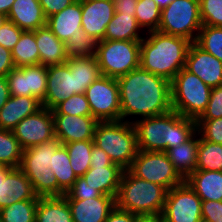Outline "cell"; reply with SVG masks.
Instances as JSON below:
<instances>
[{"mask_svg":"<svg viewBox=\"0 0 222 222\" xmlns=\"http://www.w3.org/2000/svg\"><path fill=\"white\" fill-rule=\"evenodd\" d=\"M77 70L78 94L85 90L101 76L95 56L74 57L67 60Z\"/></svg>","mask_w":222,"mask_h":222,"instance_id":"obj_32","label":"cell"},{"mask_svg":"<svg viewBox=\"0 0 222 222\" xmlns=\"http://www.w3.org/2000/svg\"><path fill=\"white\" fill-rule=\"evenodd\" d=\"M7 18L23 31H35L47 24L39 0H15Z\"/></svg>","mask_w":222,"mask_h":222,"instance_id":"obj_22","label":"cell"},{"mask_svg":"<svg viewBox=\"0 0 222 222\" xmlns=\"http://www.w3.org/2000/svg\"><path fill=\"white\" fill-rule=\"evenodd\" d=\"M135 14H120L115 12L107 25L104 40L141 41L145 36L140 34Z\"/></svg>","mask_w":222,"mask_h":222,"instance_id":"obj_29","label":"cell"},{"mask_svg":"<svg viewBox=\"0 0 222 222\" xmlns=\"http://www.w3.org/2000/svg\"><path fill=\"white\" fill-rule=\"evenodd\" d=\"M140 42L125 40L98 41L95 57L101 75L117 79L139 68Z\"/></svg>","mask_w":222,"mask_h":222,"instance_id":"obj_7","label":"cell"},{"mask_svg":"<svg viewBox=\"0 0 222 222\" xmlns=\"http://www.w3.org/2000/svg\"><path fill=\"white\" fill-rule=\"evenodd\" d=\"M135 222H165L161 214L136 215Z\"/></svg>","mask_w":222,"mask_h":222,"instance_id":"obj_54","label":"cell"},{"mask_svg":"<svg viewBox=\"0 0 222 222\" xmlns=\"http://www.w3.org/2000/svg\"><path fill=\"white\" fill-rule=\"evenodd\" d=\"M137 132V147L142 151L167 150L168 112L137 119L133 123Z\"/></svg>","mask_w":222,"mask_h":222,"instance_id":"obj_16","label":"cell"},{"mask_svg":"<svg viewBox=\"0 0 222 222\" xmlns=\"http://www.w3.org/2000/svg\"><path fill=\"white\" fill-rule=\"evenodd\" d=\"M77 0H39L46 18L62 11Z\"/></svg>","mask_w":222,"mask_h":222,"instance_id":"obj_48","label":"cell"},{"mask_svg":"<svg viewBox=\"0 0 222 222\" xmlns=\"http://www.w3.org/2000/svg\"><path fill=\"white\" fill-rule=\"evenodd\" d=\"M212 88L185 67L171 81L172 109L197 120L206 110Z\"/></svg>","mask_w":222,"mask_h":222,"instance_id":"obj_6","label":"cell"},{"mask_svg":"<svg viewBox=\"0 0 222 222\" xmlns=\"http://www.w3.org/2000/svg\"><path fill=\"white\" fill-rule=\"evenodd\" d=\"M15 0H0V13L8 15Z\"/></svg>","mask_w":222,"mask_h":222,"instance_id":"obj_55","label":"cell"},{"mask_svg":"<svg viewBox=\"0 0 222 222\" xmlns=\"http://www.w3.org/2000/svg\"><path fill=\"white\" fill-rule=\"evenodd\" d=\"M15 68L11 50L0 45V76H7Z\"/></svg>","mask_w":222,"mask_h":222,"instance_id":"obj_49","label":"cell"},{"mask_svg":"<svg viewBox=\"0 0 222 222\" xmlns=\"http://www.w3.org/2000/svg\"><path fill=\"white\" fill-rule=\"evenodd\" d=\"M73 222H105L116 206L113 196L103 195L85 200L67 199Z\"/></svg>","mask_w":222,"mask_h":222,"instance_id":"obj_20","label":"cell"},{"mask_svg":"<svg viewBox=\"0 0 222 222\" xmlns=\"http://www.w3.org/2000/svg\"><path fill=\"white\" fill-rule=\"evenodd\" d=\"M35 40L39 50V64L49 67L65 64L66 46L45 25L35 30Z\"/></svg>","mask_w":222,"mask_h":222,"instance_id":"obj_23","label":"cell"},{"mask_svg":"<svg viewBox=\"0 0 222 222\" xmlns=\"http://www.w3.org/2000/svg\"><path fill=\"white\" fill-rule=\"evenodd\" d=\"M97 43L93 37L85 31L70 37L65 43L66 56L68 59L82 56H95Z\"/></svg>","mask_w":222,"mask_h":222,"instance_id":"obj_40","label":"cell"},{"mask_svg":"<svg viewBox=\"0 0 222 222\" xmlns=\"http://www.w3.org/2000/svg\"><path fill=\"white\" fill-rule=\"evenodd\" d=\"M82 29L96 41L104 40L107 25L114 16L113 0H81Z\"/></svg>","mask_w":222,"mask_h":222,"instance_id":"obj_19","label":"cell"},{"mask_svg":"<svg viewBox=\"0 0 222 222\" xmlns=\"http://www.w3.org/2000/svg\"><path fill=\"white\" fill-rule=\"evenodd\" d=\"M99 196H103V194L96 188L87 185V182L83 177H77L73 186L64 195L66 199L80 200L97 198Z\"/></svg>","mask_w":222,"mask_h":222,"instance_id":"obj_44","label":"cell"},{"mask_svg":"<svg viewBox=\"0 0 222 222\" xmlns=\"http://www.w3.org/2000/svg\"><path fill=\"white\" fill-rule=\"evenodd\" d=\"M41 102L35 97L10 96L0 109V129L12 131L24 118L41 108Z\"/></svg>","mask_w":222,"mask_h":222,"instance_id":"obj_24","label":"cell"},{"mask_svg":"<svg viewBox=\"0 0 222 222\" xmlns=\"http://www.w3.org/2000/svg\"><path fill=\"white\" fill-rule=\"evenodd\" d=\"M138 0H113L114 10L120 14H135Z\"/></svg>","mask_w":222,"mask_h":222,"instance_id":"obj_52","label":"cell"},{"mask_svg":"<svg viewBox=\"0 0 222 222\" xmlns=\"http://www.w3.org/2000/svg\"><path fill=\"white\" fill-rule=\"evenodd\" d=\"M135 220L136 214L121 210L115 206L105 222H135Z\"/></svg>","mask_w":222,"mask_h":222,"instance_id":"obj_51","label":"cell"},{"mask_svg":"<svg viewBox=\"0 0 222 222\" xmlns=\"http://www.w3.org/2000/svg\"><path fill=\"white\" fill-rule=\"evenodd\" d=\"M144 34L147 35L140 42L139 67L171 82L185 67L192 42L158 30Z\"/></svg>","mask_w":222,"mask_h":222,"instance_id":"obj_2","label":"cell"},{"mask_svg":"<svg viewBox=\"0 0 222 222\" xmlns=\"http://www.w3.org/2000/svg\"><path fill=\"white\" fill-rule=\"evenodd\" d=\"M167 192L165 187L141 179L127 169L123 172L115 204L136 215L162 214Z\"/></svg>","mask_w":222,"mask_h":222,"instance_id":"obj_3","label":"cell"},{"mask_svg":"<svg viewBox=\"0 0 222 222\" xmlns=\"http://www.w3.org/2000/svg\"><path fill=\"white\" fill-rule=\"evenodd\" d=\"M205 201H222V171L195 170L186 180Z\"/></svg>","mask_w":222,"mask_h":222,"instance_id":"obj_26","label":"cell"},{"mask_svg":"<svg viewBox=\"0 0 222 222\" xmlns=\"http://www.w3.org/2000/svg\"><path fill=\"white\" fill-rule=\"evenodd\" d=\"M93 145V140L75 141L63 144L67 149L71 168L77 177H82L90 168Z\"/></svg>","mask_w":222,"mask_h":222,"instance_id":"obj_33","label":"cell"},{"mask_svg":"<svg viewBox=\"0 0 222 222\" xmlns=\"http://www.w3.org/2000/svg\"><path fill=\"white\" fill-rule=\"evenodd\" d=\"M8 20L7 15L0 13V27Z\"/></svg>","mask_w":222,"mask_h":222,"instance_id":"obj_57","label":"cell"},{"mask_svg":"<svg viewBox=\"0 0 222 222\" xmlns=\"http://www.w3.org/2000/svg\"><path fill=\"white\" fill-rule=\"evenodd\" d=\"M202 218L212 222H222V201H205L201 205Z\"/></svg>","mask_w":222,"mask_h":222,"instance_id":"obj_47","label":"cell"},{"mask_svg":"<svg viewBox=\"0 0 222 222\" xmlns=\"http://www.w3.org/2000/svg\"><path fill=\"white\" fill-rule=\"evenodd\" d=\"M93 141L124 170L131 167L138 152L135 126L123 120L98 122Z\"/></svg>","mask_w":222,"mask_h":222,"instance_id":"obj_5","label":"cell"},{"mask_svg":"<svg viewBox=\"0 0 222 222\" xmlns=\"http://www.w3.org/2000/svg\"><path fill=\"white\" fill-rule=\"evenodd\" d=\"M202 27L199 0H173L161 10L158 31L195 42Z\"/></svg>","mask_w":222,"mask_h":222,"instance_id":"obj_8","label":"cell"},{"mask_svg":"<svg viewBox=\"0 0 222 222\" xmlns=\"http://www.w3.org/2000/svg\"><path fill=\"white\" fill-rule=\"evenodd\" d=\"M195 43L222 62V27L202 26Z\"/></svg>","mask_w":222,"mask_h":222,"instance_id":"obj_39","label":"cell"},{"mask_svg":"<svg viewBox=\"0 0 222 222\" xmlns=\"http://www.w3.org/2000/svg\"><path fill=\"white\" fill-rule=\"evenodd\" d=\"M22 200H39V196L20 168L5 167L0 172V209Z\"/></svg>","mask_w":222,"mask_h":222,"instance_id":"obj_15","label":"cell"},{"mask_svg":"<svg viewBox=\"0 0 222 222\" xmlns=\"http://www.w3.org/2000/svg\"><path fill=\"white\" fill-rule=\"evenodd\" d=\"M5 167L0 163V172L4 169Z\"/></svg>","mask_w":222,"mask_h":222,"instance_id":"obj_59","label":"cell"},{"mask_svg":"<svg viewBox=\"0 0 222 222\" xmlns=\"http://www.w3.org/2000/svg\"><path fill=\"white\" fill-rule=\"evenodd\" d=\"M38 200H22L0 209L1 222H35Z\"/></svg>","mask_w":222,"mask_h":222,"instance_id":"obj_37","label":"cell"},{"mask_svg":"<svg viewBox=\"0 0 222 222\" xmlns=\"http://www.w3.org/2000/svg\"><path fill=\"white\" fill-rule=\"evenodd\" d=\"M52 33L66 43L70 37L82 33V10L81 0L75 1L62 11L47 18L46 24Z\"/></svg>","mask_w":222,"mask_h":222,"instance_id":"obj_21","label":"cell"},{"mask_svg":"<svg viewBox=\"0 0 222 222\" xmlns=\"http://www.w3.org/2000/svg\"><path fill=\"white\" fill-rule=\"evenodd\" d=\"M198 222H212V221L207 220V219H205V218H201Z\"/></svg>","mask_w":222,"mask_h":222,"instance_id":"obj_58","label":"cell"},{"mask_svg":"<svg viewBox=\"0 0 222 222\" xmlns=\"http://www.w3.org/2000/svg\"><path fill=\"white\" fill-rule=\"evenodd\" d=\"M9 98L10 91L7 78L5 76H0V109L5 105Z\"/></svg>","mask_w":222,"mask_h":222,"instance_id":"obj_53","label":"cell"},{"mask_svg":"<svg viewBox=\"0 0 222 222\" xmlns=\"http://www.w3.org/2000/svg\"><path fill=\"white\" fill-rule=\"evenodd\" d=\"M185 68L211 88L222 85V62L195 42L189 46Z\"/></svg>","mask_w":222,"mask_h":222,"instance_id":"obj_18","label":"cell"},{"mask_svg":"<svg viewBox=\"0 0 222 222\" xmlns=\"http://www.w3.org/2000/svg\"><path fill=\"white\" fill-rule=\"evenodd\" d=\"M117 82L121 120L135 123L137 119L161 115L172 110L171 82L167 79L139 67L117 78Z\"/></svg>","mask_w":222,"mask_h":222,"instance_id":"obj_1","label":"cell"},{"mask_svg":"<svg viewBox=\"0 0 222 222\" xmlns=\"http://www.w3.org/2000/svg\"><path fill=\"white\" fill-rule=\"evenodd\" d=\"M84 94L87 97L92 117L98 122L121 120L117 79L101 75L85 90Z\"/></svg>","mask_w":222,"mask_h":222,"instance_id":"obj_10","label":"cell"},{"mask_svg":"<svg viewBox=\"0 0 222 222\" xmlns=\"http://www.w3.org/2000/svg\"><path fill=\"white\" fill-rule=\"evenodd\" d=\"M124 171L119 165L90 166L82 177L86 180L87 185L96 188L103 195L115 198Z\"/></svg>","mask_w":222,"mask_h":222,"instance_id":"obj_25","label":"cell"},{"mask_svg":"<svg viewBox=\"0 0 222 222\" xmlns=\"http://www.w3.org/2000/svg\"><path fill=\"white\" fill-rule=\"evenodd\" d=\"M55 138L63 145L75 141L93 140L98 121L92 116L52 114Z\"/></svg>","mask_w":222,"mask_h":222,"instance_id":"obj_17","label":"cell"},{"mask_svg":"<svg viewBox=\"0 0 222 222\" xmlns=\"http://www.w3.org/2000/svg\"><path fill=\"white\" fill-rule=\"evenodd\" d=\"M62 144L55 138L49 142L24 149L20 169L32 183L39 197L64 196L50 168L52 155Z\"/></svg>","mask_w":222,"mask_h":222,"instance_id":"obj_4","label":"cell"},{"mask_svg":"<svg viewBox=\"0 0 222 222\" xmlns=\"http://www.w3.org/2000/svg\"><path fill=\"white\" fill-rule=\"evenodd\" d=\"M198 144L199 134L196 132L185 143L165 151L174 169L184 180L196 170Z\"/></svg>","mask_w":222,"mask_h":222,"instance_id":"obj_27","label":"cell"},{"mask_svg":"<svg viewBox=\"0 0 222 222\" xmlns=\"http://www.w3.org/2000/svg\"><path fill=\"white\" fill-rule=\"evenodd\" d=\"M74 94H78L77 70L68 61L47 67L46 98L41 106L53 110Z\"/></svg>","mask_w":222,"mask_h":222,"instance_id":"obj_14","label":"cell"},{"mask_svg":"<svg viewBox=\"0 0 222 222\" xmlns=\"http://www.w3.org/2000/svg\"><path fill=\"white\" fill-rule=\"evenodd\" d=\"M11 53L15 67L39 64L35 31H23Z\"/></svg>","mask_w":222,"mask_h":222,"instance_id":"obj_31","label":"cell"},{"mask_svg":"<svg viewBox=\"0 0 222 222\" xmlns=\"http://www.w3.org/2000/svg\"><path fill=\"white\" fill-rule=\"evenodd\" d=\"M23 149L55 139L52 110L41 107L12 130Z\"/></svg>","mask_w":222,"mask_h":222,"instance_id":"obj_13","label":"cell"},{"mask_svg":"<svg viewBox=\"0 0 222 222\" xmlns=\"http://www.w3.org/2000/svg\"><path fill=\"white\" fill-rule=\"evenodd\" d=\"M52 114L92 116L85 94H74L68 99H65L52 110Z\"/></svg>","mask_w":222,"mask_h":222,"instance_id":"obj_41","label":"cell"},{"mask_svg":"<svg viewBox=\"0 0 222 222\" xmlns=\"http://www.w3.org/2000/svg\"><path fill=\"white\" fill-rule=\"evenodd\" d=\"M90 166H110L118 165L113 163L108 154L97 146L93 145Z\"/></svg>","mask_w":222,"mask_h":222,"instance_id":"obj_50","label":"cell"},{"mask_svg":"<svg viewBox=\"0 0 222 222\" xmlns=\"http://www.w3.org/2000/svg\"><path fill=\"white\" fill-rule=\"evenodd\" d=\"M196 133V120L168 112L167 150L185 143Z\"/></svg>","mask_w":222,"mask_h":222,"instance_id":"obj_30","label":"cell"},{"mask_svg":"<svg viewBox=\"0 0 222 222\" xmlns=\"http://www.w3.org/2000/svg\"><path fill=\"white\" fill-rule=\"evenodd\" d=\"M22 32L23 30H21L16 24L7 20L0 27V45L12 51L19 41Z\"/></svg>","mask_w":222,"mask_h":222,"instance_id":"obj_46","label":"cell"},{"mask_svg":"<svg viewBox=\"0 0 222 222\" xmlns=\"http://www.w3.org/2000/svg\"><path fill=\"white\" fill-rule=\"evenodd\" d=\"M158 7L162 10L166 8L173 0H154Z\"/></svg>","mask_w":222,"mask_h":222,"instance_id":"obj_56","label":"cell"},{"mask_svg":"<svg viewBox=\"0 0 222 222\" xmlns=\"http://www.w3.org/2000/svg\"><path fill=\"white\" fill-rule=\"evenodd\" d=\"M196 170L222 171V144L199 136Z\"/></svg>","mask_w":222,"mask_h":222,"instance_id":"obj_35","label":"cell"},{"mask_svg":"<svg viewBox=\"0 0 222 222\" xmlns=\"http://www.w3.org/2000/svg\"><path fill=\"white\" fill-rule=\"evenodd\" d=\"M196 132L204 140L222 144V118L196 120Z\"/></svg>","mask_w":222,"mask_h":222,"instance_id":"obj_43","label":"cell"},{"mask_svg":"<svg viewBox=\"0 0 222 222\" xmlns=\"http://www.w3.org/2000/svg\"><path fill=\"white\" fill-rule=\"evenodd\" d=\"M35 222H73L64 196L39 197Z\"/></svg>","mask_w":222,"mask_h":222,"instance_id":"obj_28","label":"cell"},{"mask_svg":"<svg viewBox=\"0 0 222 222\" xmlns=\"http://www.w3.org/2000/svg\"><path fill=\"white\" fill-rule=\"evenodd\" d=\"M6 78L10 96L35 97L41 103L45 100L47 67L41 64L15 67Z\"/></svg>","mask_w":222,"mask_h":222,"instance_id":"obj_12","label":"cell"},{"mask_svg":"<svg viewBox=\"0 0 222 222\" xmlns=\"http://www.w3.org/2000/svg\"><path fill=\"white\" fill-rule=\"evenodd\" d=\"M50 168L56 176L58 186L66 193L73 186L77 176L71 168L67 149L63 145L52 155Z\"/></svg>","mask_w":222,"mask_h":222,"instance_id":"obj_34","label":"cell"},{"mask_svg":"<svg viewBox=\"0 0 222 222\" xmlns=\"http://www.w3.org/2000/svg\"><path fill=\"white\" fill-rule=\"evenodd\" d=\"M202 200L184 181L168 190L162 216L165 222H198L202 218Z\"/></svg>","mask_w":222,"mask_h":222,"instance_id":"obj_11","label":"cell"},{"mask_svg":"<svg viewBox=\"0 0 222 222\" xmlns=\"http://www.w3.org/2000/svg\"><path fill=\"white\" fill-rule=\"evenodd\" d=\"M216 118H222V85L212 88L207 108L197 120Z\"/></svg>","mask_w":222,"mask_h":222,"instance_id":"obj_45","label":"cell"},{"mask_svg":"<svg viewBox=\"0 0 222 222\" xmlns=\"http://www.w3.org/2000/svg\"><path fill=\"white\" fill-rule=\"evenodd\" d=\"M202 26L222 27V0H199Z\"/></svg>","mask_w":222,"mask_h":222,"instance_id":"obj_42","label":"cell"},{"mask_svg":"<svg viewBox=\"0 0 222 222\" xmlns=\"http://www.w3.org/2000/svg\"><path fill=\"white\" fill-rule=\"evenodd\" d=\"M135 17L145 33L156 31L161 21V9L154 0H138Z\"/></svg>","mask_w":222,"mask_h":222,"instance_id":"obj_38","label":"cell"},{"mask_svg":"<svg viewBox=\"0 0 222 222\" xmlns=\"http://www.w3.org/2000/svg\"><path fill=\"white\" fill-rule=\"evenodd\" d=\"M23 151L13 131L0 129V163L4 167L19 168Z\"/></svg>","mask_w":222,"mask_h":222,"instance_id":"obj_36","label":"cell"},{"mask_svg":"<svg viewBox=\"0 0 222 222\" xmlns=\"http://www.w3.org/2000/svg\"><path fill=\"white\" fill-rule=\"evenodd\" d=\"M129 170L135 176L163 186L167 190L185 181L174 169L166 152L138 150Z\"/></svg>","mask_w":222,"mask_h":222,"instance_id":"obj_9","label":"cell"}]
</instances>
